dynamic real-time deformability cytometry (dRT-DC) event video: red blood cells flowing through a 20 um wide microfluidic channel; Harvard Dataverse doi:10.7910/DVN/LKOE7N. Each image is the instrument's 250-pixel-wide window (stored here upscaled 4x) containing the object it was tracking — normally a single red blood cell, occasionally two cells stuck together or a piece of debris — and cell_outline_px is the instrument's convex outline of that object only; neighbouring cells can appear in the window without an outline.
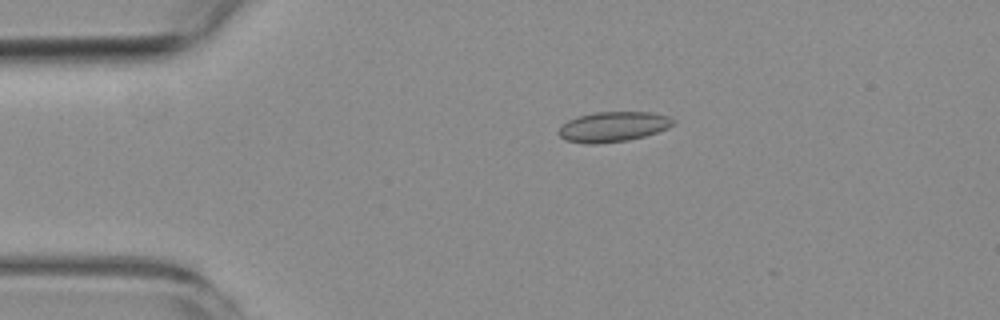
{"species": "common noctule bat (a hibernating species)", "species_latin": "Nyctalus noctula", "temperature_condition": "room temperature", "stored_images_in_passage": 5, "camera_frame_rate_fps": 3000, "um_per_image_px": 0.085, "animal": {"sex": "female", "body_mass_g": 19.3, "forearm_length_mm": 54.1}, "frame": {"image": 1, "passage_image": 3, "time_ms": 2.333, "image_size_px": [1000, 320], "cell_outline_px": [[676, 124], [668, 128], [644, 136], [628, 140], [596, 144], [588, 144], [564, 140], [556, 132], [568, 120], [576, 116], [596, 112], [652, 112], [668, 116], [676, 120]], "centroid_in_image_um": [52.12, 10.77], "position_along_channel_um": 32.9, "area_um2": 20.23}}